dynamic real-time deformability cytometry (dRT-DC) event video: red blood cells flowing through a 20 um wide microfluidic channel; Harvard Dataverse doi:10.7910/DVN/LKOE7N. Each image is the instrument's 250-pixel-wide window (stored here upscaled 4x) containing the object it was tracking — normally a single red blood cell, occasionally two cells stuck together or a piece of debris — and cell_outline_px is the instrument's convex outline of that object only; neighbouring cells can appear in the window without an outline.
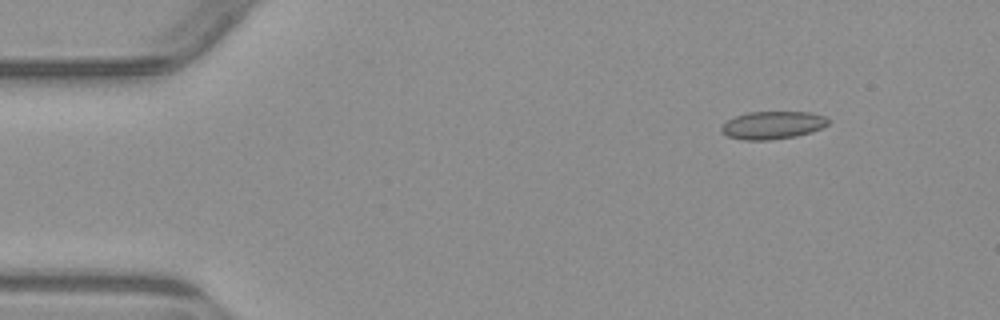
{"species": "common noctule bat (a hibernating species)", "species_latin": "Nyctalus noctula", "temperature_condition": "warm", "stored_images_in_passage": 4, "camera_frame_rate_fps": 3000, "um_per_image_px": 0.085, "animal": {"sex": "male", "body_mass_g": 23.1, "forearm_length_mm": 52.7}, "frame": {"image": 1, "passage_image": 1, "time_ms": 0.0, "image_size_px": [1000, 320], "cell_outline_px": [[828, 124], [812, 132], [796, 136], [768, 140], [744, 140], [728, 136], [720, 132], [720, 128], [728, 120], [736, 116], [748, 112], [812, 112], [828, 116]], "centroid_in_image_um": [65.69, 10.63], "position_along_channel_um": 19.3, "area_um2": 17.34}}
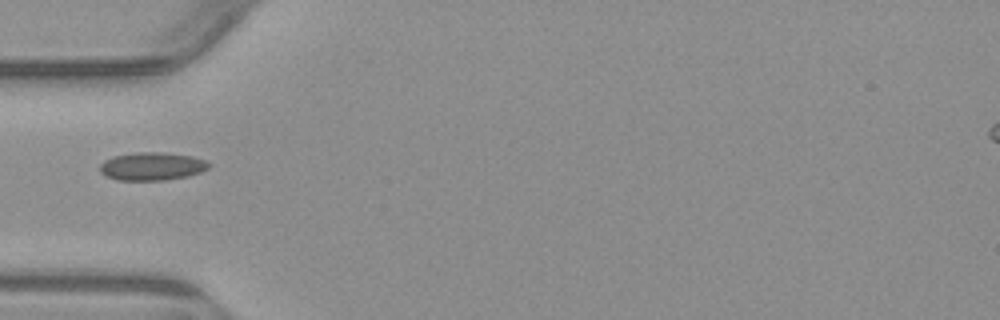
{"frame": {"image": 2, "passage_image": 4, "time_ms": 3.667, "image_size_px": [1000, 320], "cell_outline_px": [[212, 164], [208, 168], [200, 172], [188, 176], [164, 180], [116, 180], [100, 172], [100, 164], [104, 160], [112, 156], [136, 152], [164, 152], [192, 156], [208, 160]], "centroid_in_image_um": [12.94, 14.12], "position_along_channel_um": 72.1, "area_um2": 17.98}}